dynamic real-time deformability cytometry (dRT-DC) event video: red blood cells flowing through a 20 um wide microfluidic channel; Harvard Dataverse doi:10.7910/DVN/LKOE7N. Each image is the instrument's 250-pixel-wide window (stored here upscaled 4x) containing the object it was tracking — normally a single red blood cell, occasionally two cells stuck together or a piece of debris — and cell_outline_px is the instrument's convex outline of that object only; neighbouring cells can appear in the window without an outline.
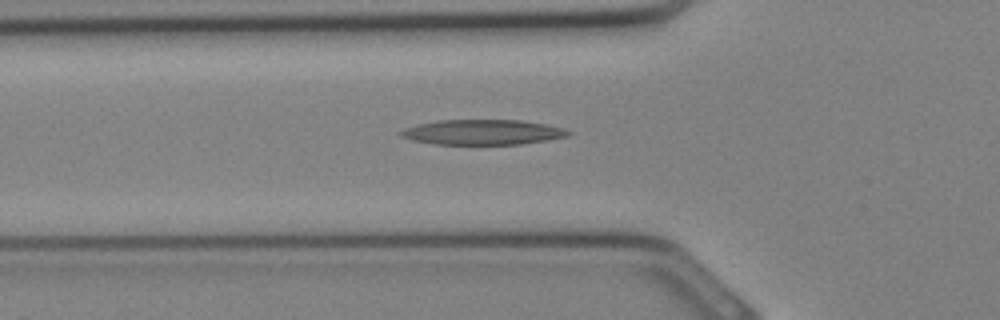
{"species": "Egyptian fruit bat (a non-hibernating species)", "species_latin": "Rousettus aegyptiacus", "temperature_condition": "cold", "stored_images_in_passage": 32, "camera_frame_rate_fps": 3000, "um_per_image_px": 0.085, "animal": {"sex": "female"}, "frame": {"image": 1, "passage_image": 10, "time_ms": 3.0, "image_size_px": [1000, 320], "cell_outline_px": [[572, 132], [568, 136], [520, 144], [432, 144], [412, 140], [400, 136], [396, 132], [404, 128], [416, 124], [440, 120], [520, 120], [544, 124], [564, 128]], "centroid_in_image_um": [40.95, 11.23], "position_along_channel_um": 84.8, "area_um2": 24.51}}
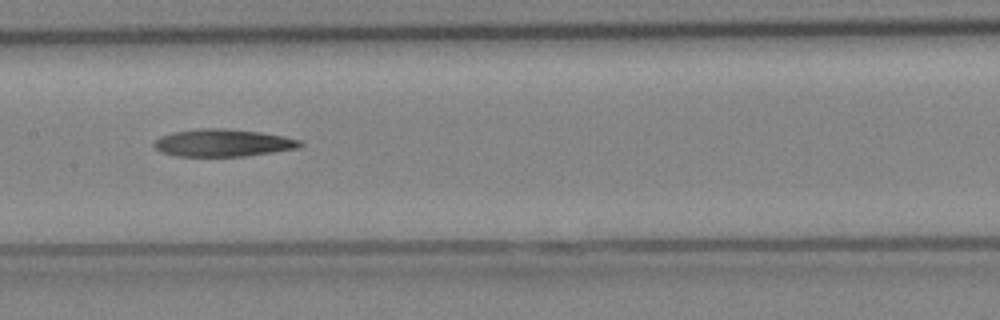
{"frame": {"image": 2, "passage_image": 15, "time_ms": 4.667, "image_size_px": [1000, 320], "cell_outline_px": [[304, 144], [296, 148], [272, 152], [244, 156], [176, 156], [164, 152], [156, 148], [152, 144], [160, 136], [172, 132], [200, 128], [224, 128], [260, 132], [284, 136], [300, 140]], "centroid_in_image_um": [18.94, 12.13], "position_along_channel_um": 188.5, "area_um2": 23.18}}
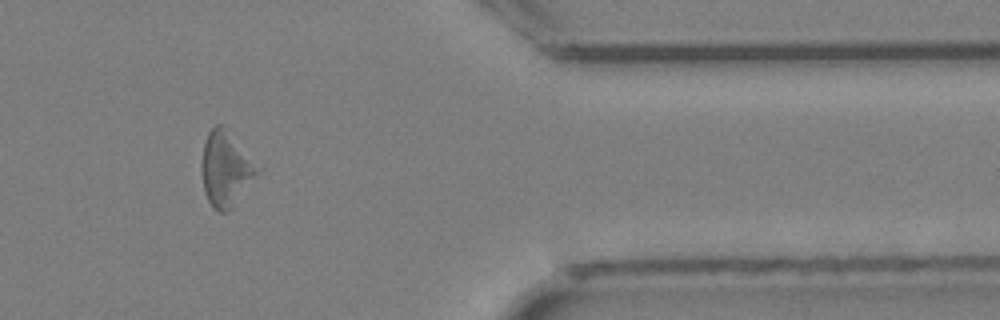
{"frame": {"image": 3, "passage_image": 26, "time_ms": 8.333, "image_size_px": [1000, 320], "cell_outline_px": [[260, 172], [232, 208], [224, 212], [220, 212], [212, 208], [204, 192], [200, 168], [200, 164], [204, 144], [208, 132], [216, 124], [224, 124], [260, 168]], "centroid_in_image_um": [19.18, 14.35], "position_along_channel_um": 392.2, "area_um2": 24.62}}